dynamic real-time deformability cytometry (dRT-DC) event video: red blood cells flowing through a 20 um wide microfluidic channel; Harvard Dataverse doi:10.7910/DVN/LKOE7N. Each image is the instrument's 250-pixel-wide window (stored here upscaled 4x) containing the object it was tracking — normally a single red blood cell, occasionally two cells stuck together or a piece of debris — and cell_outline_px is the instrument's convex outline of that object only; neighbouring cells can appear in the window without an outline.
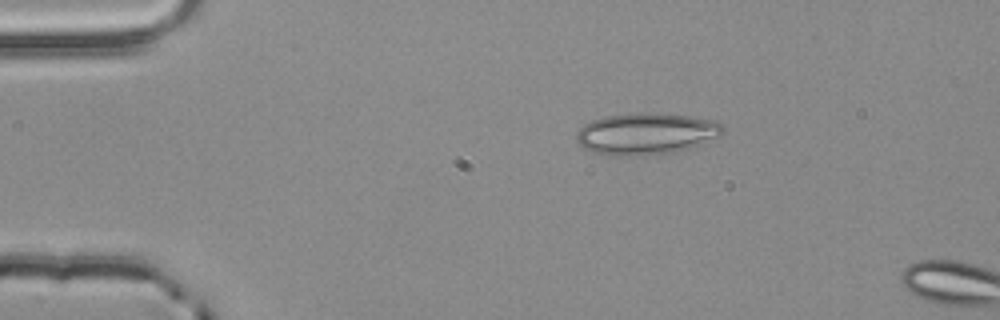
{"species": "common noctule bat (a hibernating species)", "species_latin": "Nyctalus noctula", "temperature_condition": "room temperature", "stored_images_in_passage": 2, "camera_frame_rate_fps": 3000, "um_per_image_px": 0.085, "animal": {"sex": "male", "body_mass_g": 20.4}, "frame": {"image": 1, "passage_image": 1, "time_ms": 0.0, "image_size_px": [1000, 320], "cell_outline_px": [[724, 132], [720, 136], [700, 144], [676, 152], [644, 156], [612, 156], [592, 152], [584, 148], [576, 140], [576, 132], [584, 124], [592, 120], [604, 116], [636, 112], [644, 112], [692, 116], [716, 120], [724, 124]], "centroid_in_image_um": [54.93, 11.36], "position_along_channel_um": 30.1, "area_um2": 36.13}}